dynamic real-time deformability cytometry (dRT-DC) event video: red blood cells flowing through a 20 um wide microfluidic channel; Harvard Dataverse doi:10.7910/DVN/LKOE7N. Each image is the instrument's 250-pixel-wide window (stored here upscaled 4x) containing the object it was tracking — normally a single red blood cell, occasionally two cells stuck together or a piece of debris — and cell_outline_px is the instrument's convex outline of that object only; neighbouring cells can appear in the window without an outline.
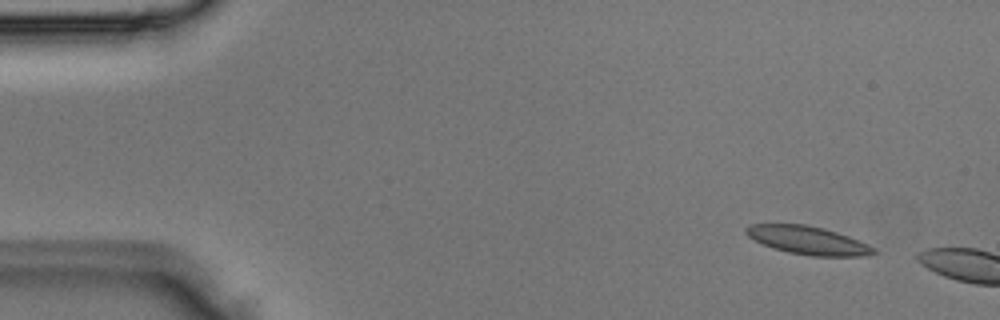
{"species": "Egyptian fruit bat (a non-hibernating species)", "species_latin": "Rousettus aegyptiacus", "temperature_condition": "room temperature", "stored_images_in_passage": 2, "camera_frame_rate_fps": 3000, "um_per_image_px": 0.085, "animal": {"sex": "male"}, "frame": {"image": 1, "passage_image": 1, "time_ms": 0.0, "image_size_px": [1000, 320], "cell_outline_px": [[876, 252], [864, 256], [812, 256], [788, 252], [764, 244], [748, 236], [744, 232], [744, 228], [748, 224], [808, 224], [824, 228], [848, 236], [868, 244], [876, 248]], "centroid_in_image_um": [68.67, 20.41], "position_along_channel_um": 16.3, "area_um2": 20.87}}